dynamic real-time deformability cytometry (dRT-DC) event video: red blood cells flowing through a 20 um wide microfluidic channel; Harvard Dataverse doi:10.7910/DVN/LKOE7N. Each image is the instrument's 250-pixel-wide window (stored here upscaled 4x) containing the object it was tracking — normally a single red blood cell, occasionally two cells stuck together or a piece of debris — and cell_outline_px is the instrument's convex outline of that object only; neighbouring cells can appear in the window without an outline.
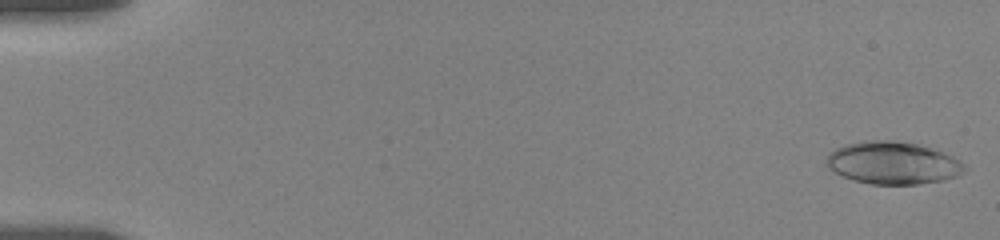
{"species": "human", "species_latin": "Homo sapiens", "temperature_condition": "room temperature", "stored_images_in_passage": 52, "camera_frame_rate_fps": 3000, "um_per_image_px": 0.085, "donor": {"sex": "female"}, "frame": {"image": 1, "passage_image": 1, "time_ms": 0.0, "image_size_px": [1000, 240], "cell_outline_px": [[968, 168], [964, 172], [956, 176], [944, 180], [920, 184], [872, 184], [852, 180], [832, 172], [824, 164], [828, 156], [836, 148], [844, 144], [864, 140], [896, 140], [916, 144], [952, 156], [960, 160]], "centroid_in_image_um": [75.86, 13.85], "position_along_channel_um": 9.1, "area_um2": 34.33}}
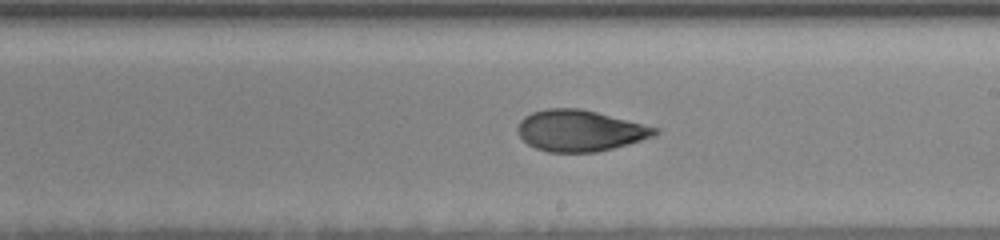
{"frame": {"image": 2, "passage_image": 28, "time_ms": 10.667, "image_size_px": [1000, 240], "cell_outline_px": [[660, 132], [656, 136], [628, 144], [596, 152], [548, 152], [536, 148], [528, 144], [520, 136], [516, 128], [520, 120], [524, 116], [532, 112], [548, 108], [580, 108], [660, 128]], "centroid_in_image_um": [49.3, 11.1], "position_along_channel_um": 239.7, "area_um2": 33.0}}
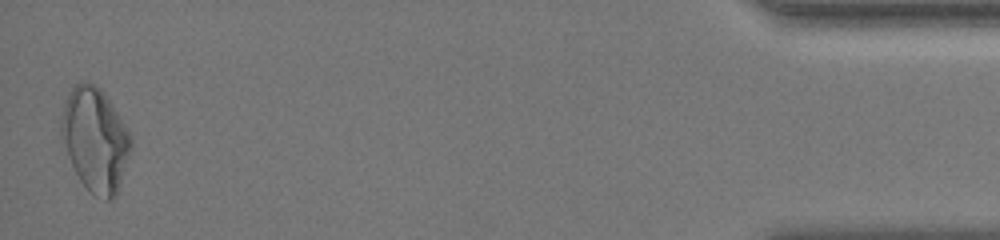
{"frame": {"image": 3, "passage_image": 52, "time_ms": 18.0, "image_size_px": [1000, 240], "cell_outline_px": [[132, 148], [116, 196], [112, 200], [104, 200], [96, 196], [80, 180], [60, 140], [60, 124], [64, 104], [68, 92], [80, 80], [84, 80], [96, 84], [100, 88], [116, 112], [128, 132], [132, 140]], "centroid_in_image_um": [8.07, 11.86], "position_along_channel_um": 427.1, "area_um2": 41.91}, "authors_computed_cell_mechanics": {"area_um2": 33.4084, "velocity_mm_per_s": 3.6225, "shape_relaxation_time_tau1_ms": 4.6903, "shape_relaxation_time_tau2_ms": 2.1241, "deformation_change_tau1": 0.1649, "deformation_change_tau2": 0.0703}}